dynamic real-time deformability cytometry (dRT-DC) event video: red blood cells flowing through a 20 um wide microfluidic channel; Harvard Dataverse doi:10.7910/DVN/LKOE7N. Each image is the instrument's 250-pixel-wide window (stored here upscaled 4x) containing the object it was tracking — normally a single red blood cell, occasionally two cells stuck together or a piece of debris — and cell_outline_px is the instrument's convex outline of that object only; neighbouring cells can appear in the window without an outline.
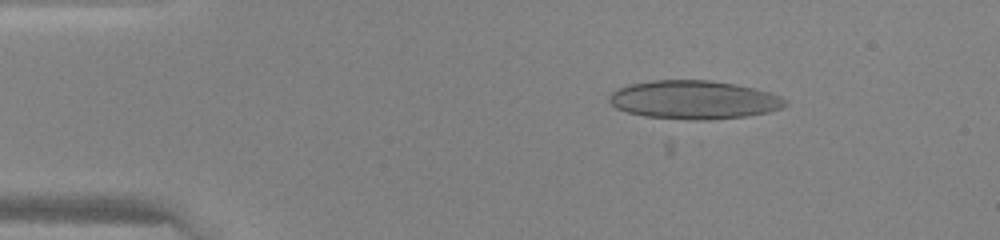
{"species": "human", "species_latin": "Homo sapiens", "temperature_condition": "warm", "stored_images_in_passage": 46, "camera_frame_rate_fps": 3000, "um_per_image_px": 0.085, "donor": {"sex": "female"}, "frame": {"image": 1, "passage_image": 7, "time_ms": 2.0, "image_size_px": [1000, 240], "cell_outline_px": [[788, 104], [780, 108], [768, 112], [744, 116], [712, 120], [688, 120], [644, 116], [628, 112], [616, 108], [608, 100], [608, 96], [612, 92], [628, 84], [652, 80], [712, 80], [736, 84], [772, 92], [788, 100]], "centroid_in_image_um": [59.0, 8.48], "position_along_channel_um": 26.0, "area_um2": 39.77}}
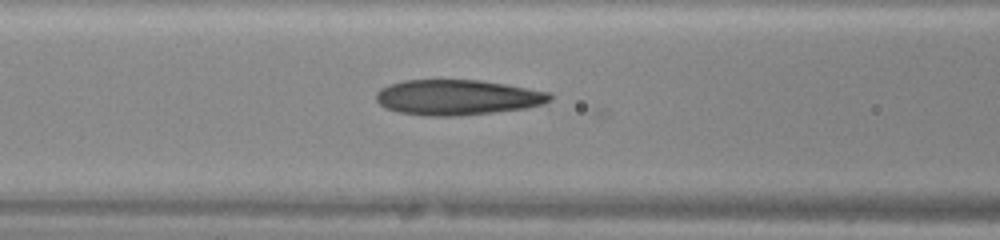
{"frame": {"image": 2, "passage_image": 19, "time_ms": 6.0, "image_size_px": [1000, 240], "cell_outline_px": [[552, 100], [528, 108], [456, 116], [424, 116], [400, 112], [388, 108], [380, 104], [376, 100], [376, 92], [380, 88], [388, 84], [404, 80], [480, 80], [552, 92]], "centroid_in_image_um": [38.88, 8.27], "position_along_channel_um": 127.7, "area_um2": 35.78}}
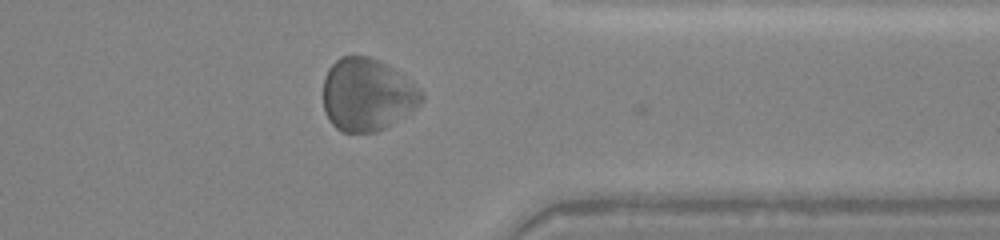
{"frame": {"image": 3, "passage_image": 37, "time_ms": 12.0, "image_size_px": [1000, 240], "cell_outline_px": [[424, 96], [408, 112], [384, 128], [376, 132], [340, 132], [328, 120], [324, 108], [324, 76], [328, 68], [340, 56], [368, 56], [380, 60], [388, 64], [424, 92]], "centroid_in_image_um": [31.15, 8.03], "position_along_channel_um": 380.2, "area_um2": 41.21}}